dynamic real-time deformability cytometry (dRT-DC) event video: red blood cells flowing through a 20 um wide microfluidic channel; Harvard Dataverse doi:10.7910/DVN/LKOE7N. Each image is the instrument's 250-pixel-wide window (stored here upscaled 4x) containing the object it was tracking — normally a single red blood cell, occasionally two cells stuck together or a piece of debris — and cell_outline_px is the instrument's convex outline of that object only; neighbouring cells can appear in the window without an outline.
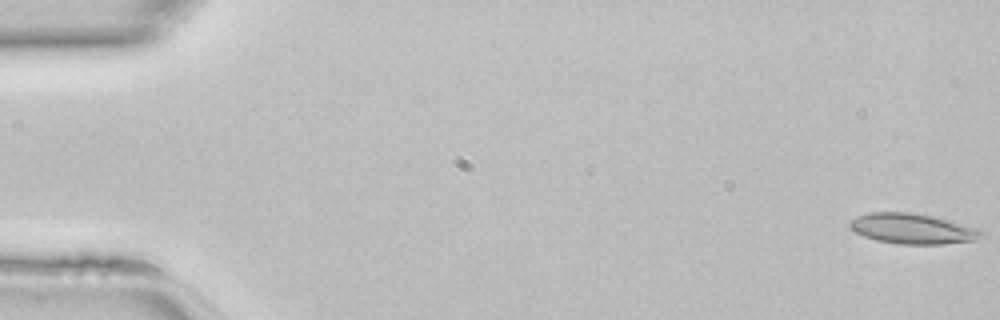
{"species": "common noctule bat (a hibernating species)", "species_latin": "Nyctalus noctula", "temperature_condition": "room temperature", "stored_images_in_passage": 47, "camera_frame_rate_fps": 3000, "um_per_image_px": 0.085, "animal": {"sex": "female", "body_mass_g": 22.7, "forearm_length_mm": 54.2}, "frame": {"image": 1, "passage_image": 1, "time_ms": 0.0, "image_size_px": [1000, 320], "cell_outline_px": [[984, 236], [976, 240], [944, 244], [900, 244], [876, 240], [864, 236], [848, 228], [848, 224], [856, 216], [868, 212], [912, 212], [932, 216], [948, 220], [976, 228], [984, 232]], "centroid_in_image_um": [77.54, 19.44], "position_along_channel_um": 7.5, "area_um2": 23.29}}
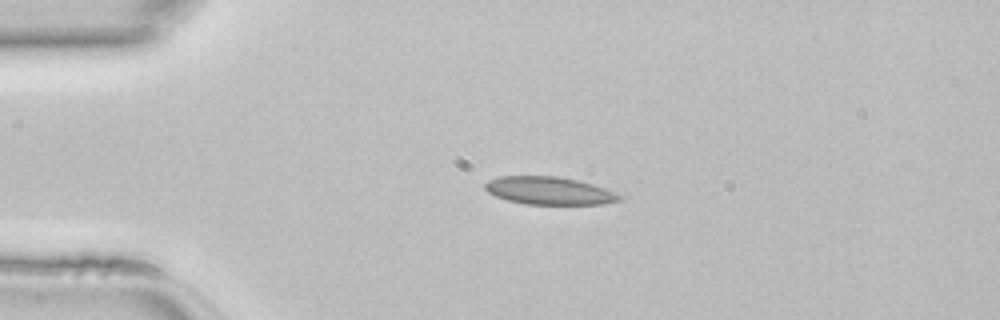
{"frame": {"image": 2, "passage_image": 11, "time_ms": 3.333, "image_size_px": [1000, 320], "cell_outline_px": [[624, 200], [604, 204], [524, 204], [508, 200], [496, 196], [488, 192], [484, 188], [484, 184], [488, 180], [500, 176], [556, 176], [580, 180], [616, 192], [624, 196]], "centroid_in_image_um": [46.73, 16.21], "position_along_channel_um": 38.3, "area_um2": 21.96}}
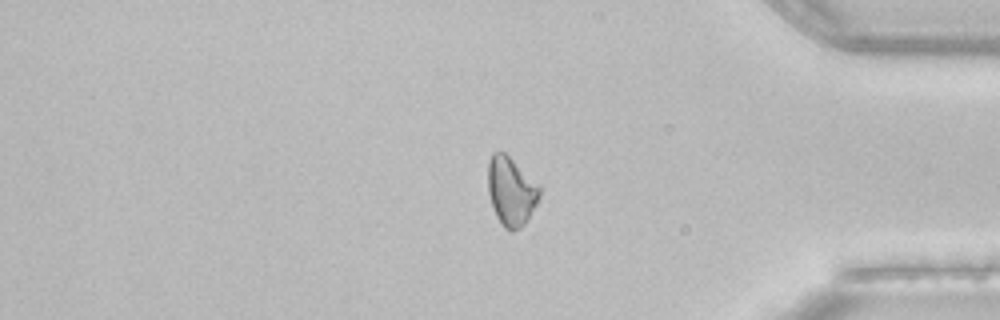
{"frame": {"image": 3, "passage_image": 39, "time_ms": 12.667, "image_size_px": [1000, 320], "cell_outline_px": [[540, 196], [536, 204], [524, 224], [520, 228], [512, 232], [504, 228], [500, 224], [496, 216], [488, 192], [488, 160], [492, 152], [504, 152], [540, 188]], "centroid_in_image_um": [43.4, 16.29], "position_along_channel_um": 391.8, "area_um2": 20.23}}